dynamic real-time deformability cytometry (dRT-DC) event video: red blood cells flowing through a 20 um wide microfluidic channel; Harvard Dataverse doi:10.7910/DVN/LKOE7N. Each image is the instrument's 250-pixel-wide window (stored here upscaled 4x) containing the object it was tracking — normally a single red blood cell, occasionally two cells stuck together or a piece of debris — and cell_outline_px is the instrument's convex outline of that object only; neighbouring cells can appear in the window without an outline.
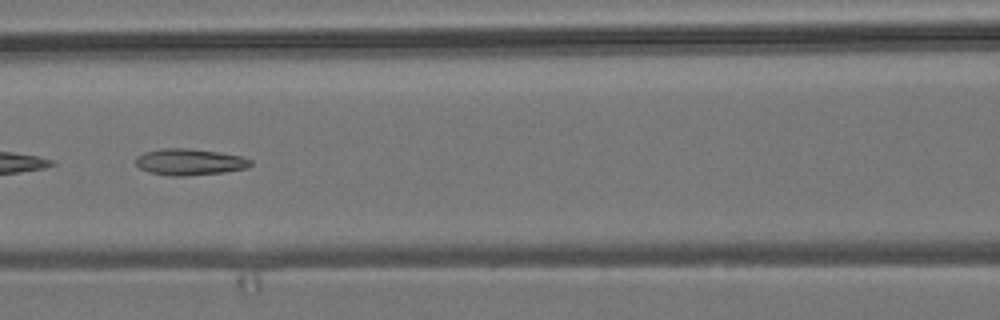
{"species": "common noctule bat (a hibernating species)", "species_latin": "Nyctalus noctula", "temperature_condition": "room temperature", "stored_images_in_passage": 12, "camera_frame_rate_fps": 3000, "um_per_image_px": 0.085, "animal": {"sex": "male", "body_mass_g": 19.2, "forearm_length_mm": 51.8}, "frame": {"image": 1, "passage_image": 7, "time_ms": 2.0, "image_size_px": [1000, 320], "cell_outline_px": [[252, 164], [248, 168], [224, 172], [188, 176], [168, 176], [148, 172], [140, 168], [136, 164], [136, 156], [144, 152], [164, 148], [188, 148], [216, 152], [240, 156], [252, 160]], "centroid_in_image_um": [16.1, 13.78], "position_along_channel_um": 150.5, "area_um2": 17.74}}
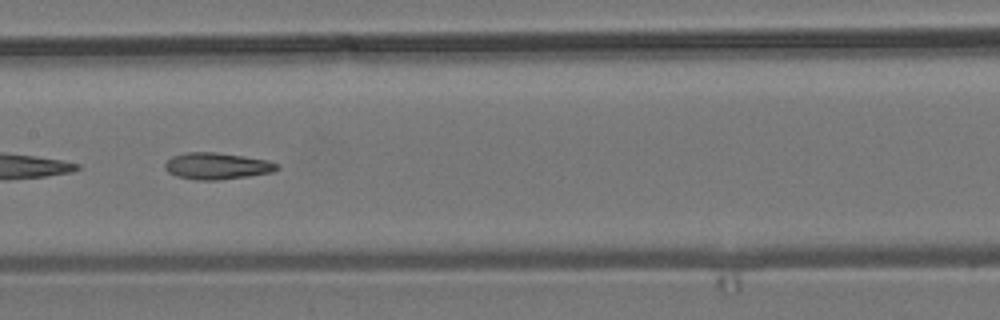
{"frame": {"image": 2, "passage_image": 10, "time_ms": 3.0, "image_size_px": [1000, 320], "cell_outline_px": [[280, 168], [272, 172], [248, 176], [216, 180], [196, 180], [176, 176], [168, 172], [164, 168], [164, 164], [172, 156], [184, 152], [216, 152], [244, 156], [268, 160], [280, 164]], "centroid_in_image_um": [18.44, 14.1], "position_along_channel_um": 189.0, "area_um2": 17.51}}